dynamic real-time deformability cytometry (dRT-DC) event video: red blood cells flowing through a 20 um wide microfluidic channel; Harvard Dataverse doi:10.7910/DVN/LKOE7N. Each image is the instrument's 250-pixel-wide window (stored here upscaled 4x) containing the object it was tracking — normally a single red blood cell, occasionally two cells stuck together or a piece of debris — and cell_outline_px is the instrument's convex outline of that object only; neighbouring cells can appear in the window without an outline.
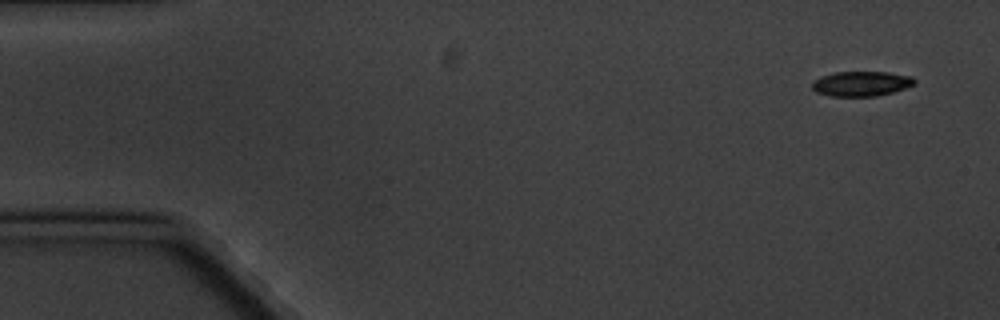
{"species": "common noctule bat (a hibernating species)", "species_latin": "Nyctalus noctula", "temperature_condition": "cold", "stored_images_in_passage": 6, "camera_frame_rate_fps": 3000, "um_per_image_px": 0.085, "animal": {"sex": "male", "body_mass_g": 20.1, "forearm_length_mm": 53.5}, "frame": {"image": 1, "passage_image": 1, "time_ms": 0.0, "image_size_px": [1000, 320], "cell_outline_px": [[916, 84], [892, 92], [876, 96], [832, 96], [816, 92], [812, 88], [812, 80], [820, 76], [832, 72], [888, 72], [912, 76], [916, 80]], "centroid_in_image_um": [73.19, 7.1], "position_along_channel_um": 11.8, "area_um2": 14.97}}